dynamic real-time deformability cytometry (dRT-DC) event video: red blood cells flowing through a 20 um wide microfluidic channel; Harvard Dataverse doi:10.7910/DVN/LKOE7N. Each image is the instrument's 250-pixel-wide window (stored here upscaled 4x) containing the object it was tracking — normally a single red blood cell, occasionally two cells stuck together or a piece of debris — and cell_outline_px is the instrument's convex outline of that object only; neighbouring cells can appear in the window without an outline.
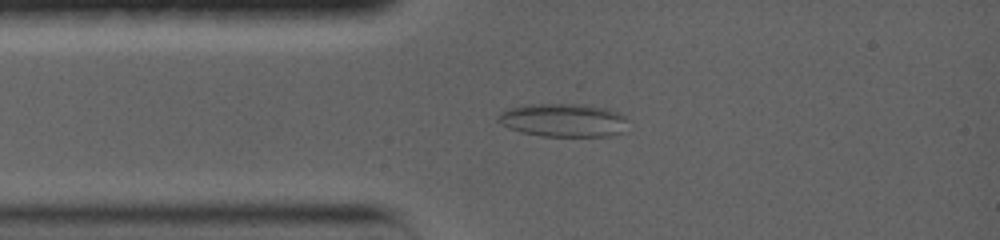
{"species": "common noctule bat (a hibernating species)", "species_latin": "Nyctalus noctula", "temperature_condition": "warm", "stored_images_in_passage": 9, "camera_frame_rate_fps": 5000, "um_per_image_px": 0.085, "animal": {"sex": "female", "body_mass_g": 19.0, "forearm_length_mm": 56.7}, "frame": {"image": 1, "passage_image": 3, "time_ms": 2.0, "image_size_px": [1000, 240], "cell_outline_px": [[624, 120], [620, 132], [608, 136], [540, 136], [508, 128], [500, 124], [496, 120], [496, 116], [500, 112], [508, 108], [524, 104], [576, 100], [604, 108], [616, 112], [624, 116]], "centroid_in_image_um": [47.76, 10.14], "position_along_channel_um": 37.2, "area_um2": 26.01}}
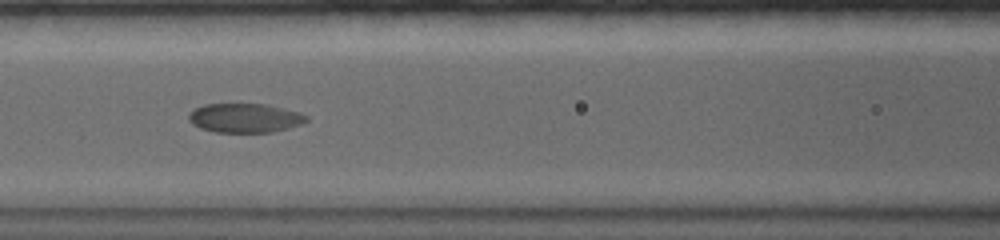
{"frame": {"image": 2, "passage_image": 6, "time_ms": 5.2, "image_size_px": [1000, 240], "cell_outline_px": [[308, 120], [300, 124], [288, 128], [272, 132], [216, 132], [200, 128], [192, 124], [188, 120], [188, 116], [196, 108], [204, 104], [268, 104], [300, 112], [308, 116]], "centroid_in_image_um": [20.83, 10.02], "position_along_channel_um": 145.8, "area_um2": 20.0}}
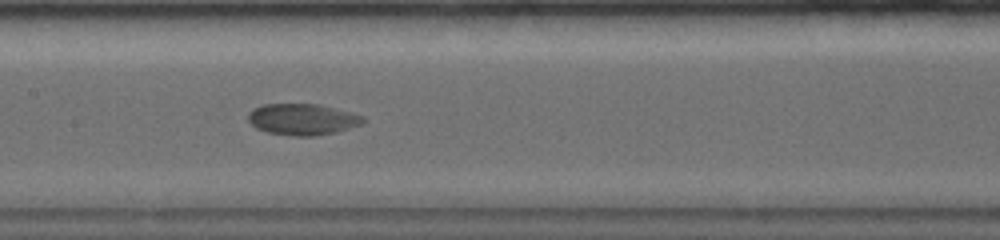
{"frame": {"image": 3, "passage_image": 7, "time_ms": 6.2, "image_size_px": [1000, 240], "cell_outline_px": [[364, 120], [360, 124], [336, 132], [312, 136], [292, 136], [268, 132], [256, 128], [248, 120], [248, 112], [252, 108], [260, 104], [320, 104], [352, 112], [364, 116]], "centroid_in_image_um": [25.68, 10.13], "position_along_channel_um": 181.7, "area_um2": 21.04}}